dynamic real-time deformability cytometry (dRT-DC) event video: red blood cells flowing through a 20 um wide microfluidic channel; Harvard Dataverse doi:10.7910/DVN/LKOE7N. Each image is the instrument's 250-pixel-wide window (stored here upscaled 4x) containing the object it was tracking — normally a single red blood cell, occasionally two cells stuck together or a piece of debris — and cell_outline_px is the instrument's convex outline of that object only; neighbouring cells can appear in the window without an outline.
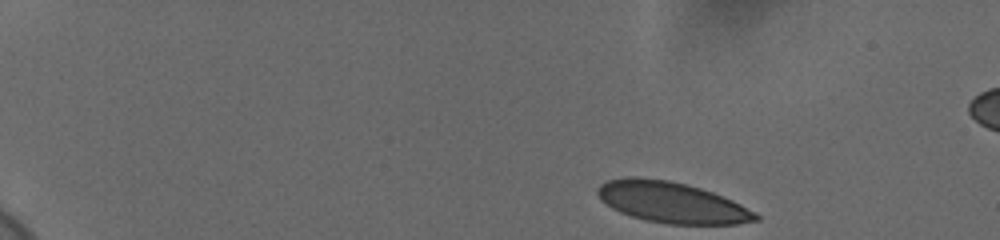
{"species": "human", "species_latin": "Homo sapiens", "temperature_condition": "cold", "stored_images_in_passage": 50, "camera_frame_rate_fps": 3000, "um_per_image_px": 0.085, "donor": {"sex": "female"}, "frame": {"image": 1, "passage_image": 1, "time_ms": 0.0, "image_size_px": [1000, 240], "cell_outline_px": [[760, 220], [736, 224], [668, 224], [644, 220], [620, 212], [612, 208], [600, 200], [596, 192], [596, 188], [600, 184], [608, 180], [624, 176], [636, 176], [668, 180], [688, 184], [712, 192], [732, 200], [756, 212], [760, 216]], "centroid_in_image_um": [57.07, 17.19], "position_along_channel_um": 27.9, "area_um2": 37.97}}
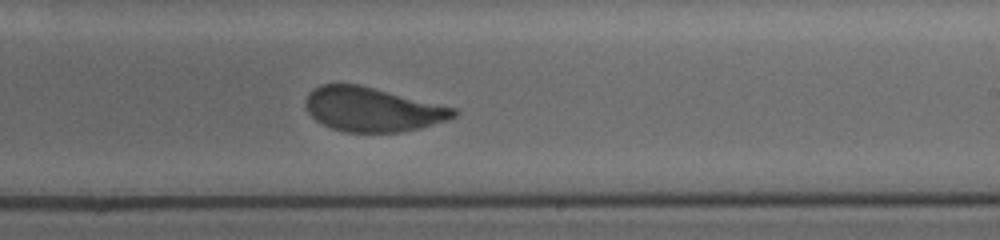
{"frame": {"image": 2, "passage_image": 30, "time_ms": 9.667, "image_size_px": [1000, 240], "cell_outline_px": [[460, 112], [456, 116], [448, 120], [420, 128], [400, 132], [344, 132], [332, 128], [316, 120], [308, 112], [304, 104], [308, 92], [320, 84], [356, 84], [456, 108]], "centroid_in_image_um": [31.65, 9.31], "position_along_channel_um": 257.4, "area_um2": 37.97}}
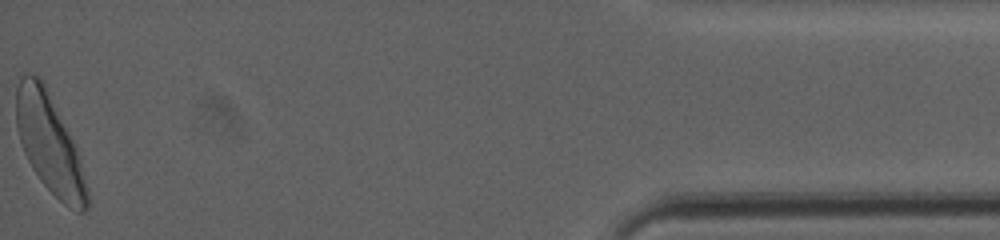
{"frame": {"image": 3, "passage_image": 50, "time_ms": 16.333, "image_size_px": [1000, 240], "cell_outline_px": [[88, 208], [84, 212], [76, 212], [68, 208], [40, 180], [32, 168], [24, 152], [16, 128], [16, 88], [20, 76], [24, 72], [40, 76], [44, 80], [80, 156], [88, 188]], "centroid_in_image_um": [4.21, 12.18], "position_along_channel_um": 431.0, "area_um2": 41.15}, "authors_computed_cell_mechanics": {"area_um2": 39.1884, "velocity_mm_per_s": 3.6459, "shape_relaxation_time_tau1_ms": 4.2881, "shape_relaxation_time_tau2_ms": null, "deformation_change_tau1": 0.1598, "deformation_change_tau2": null}}